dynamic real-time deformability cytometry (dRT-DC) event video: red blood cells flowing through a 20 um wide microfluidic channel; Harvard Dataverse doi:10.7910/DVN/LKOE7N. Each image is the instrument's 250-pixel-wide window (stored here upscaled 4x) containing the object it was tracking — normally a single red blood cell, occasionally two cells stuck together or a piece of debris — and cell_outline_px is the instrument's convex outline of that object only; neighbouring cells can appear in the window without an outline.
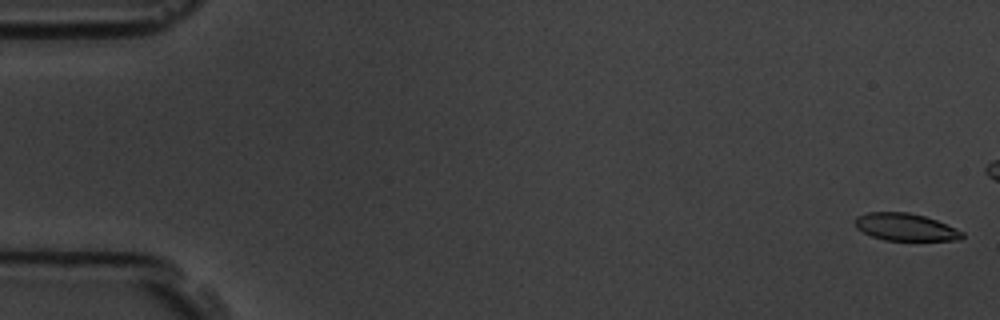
{"species": "common noctule bat (a hibernating species)", "species_latin": "Nyctalus noctula", "temperature_condition": "room temperature", "stored_images_in_passage": 6, "camera_frame_rate_fps": 3000, "um_per_image_px": 0.085, "animal": {"sex": "male", "body_mass_g": 19.5, "forearm_length_mm": 54.6}, "frame": {"image": 1, "passage_image": 1, "time_ms": 0.0, "image_size_px": [1000, 320], "cell_outline_px": [[964, 236], [960, 240], [884, 240], [872, 236], [856, 228], [856, 216], [868, 212], [908, 212], [924, 216], [936, 220], [964, 232]], "centroid_in_image_um": [76.97, 19.3], "position_along_channel_um": 8.0, "area_um2": 16.94}}
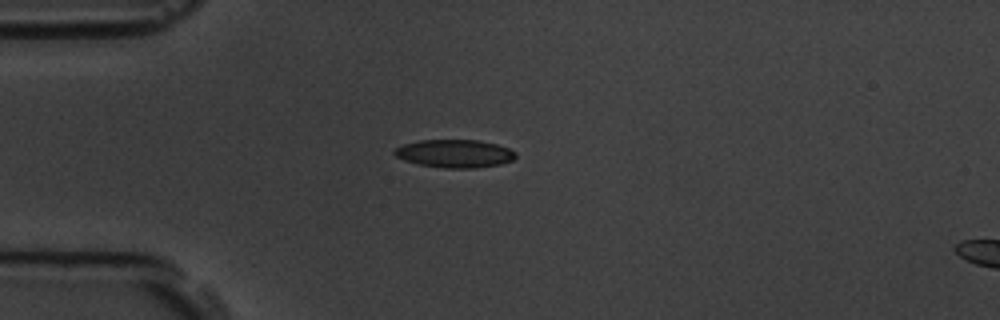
{"frame": {"image": 2, "passage_image": 5, "time_ms": 6.333, "image_size_px": [1000, 320], "cell_outline_px": [[516, 156], [512, 160], [500, 164], [476, 168], [444, 168], [420, 164], [404, 160], [396, 156], [392, 152], [396, 148], [404, 144], [420, 140], [476, 140], [496, 144], [508, 148], [516, 152]], "centroid_in_image_um": [38.65, 13.05], "position_along_channel_um": 46.3, "area_um2": 19.65}}